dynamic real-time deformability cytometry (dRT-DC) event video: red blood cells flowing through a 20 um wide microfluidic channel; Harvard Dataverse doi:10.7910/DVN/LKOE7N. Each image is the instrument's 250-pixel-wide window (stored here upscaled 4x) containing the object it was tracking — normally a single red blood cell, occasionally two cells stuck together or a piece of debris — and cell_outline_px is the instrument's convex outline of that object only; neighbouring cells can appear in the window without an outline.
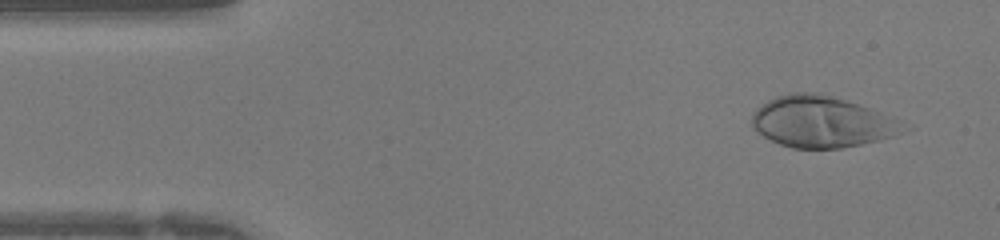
{"species": "human", "species_latin": "Homo sapiens", "temperature_condition": "warm", "stored_images_in_passage": 41, "camera_frame_rate_fps": 3000, "um_per_image_px": 0.085, "donor": {"sex": "female"}, "frame": {"image": 1, "passage_image": 3, "time_ms": 0.667, "image_size_px": [1000, 240], "cell_outline_px": [[892, 136], [880, 140], [840, 148], [792, 148], [780, 144], [764, 136], [752, 128], [752, 112], [760, 104], [776, 96], [788, 92], [820, 92], [872, 108], [892, 116]], "centroid_in_image_um": [69.64, 10.32], "position_along_channel_um": 15.4, "area_um2": 44.22}}
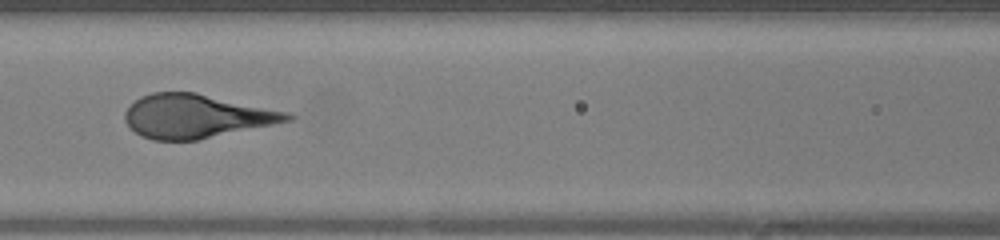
{"frame": {"image": 2, "passage_image": 17, "time_ms": 5.333, "image_size_px": [1000, 240], "cell_outline_px": [[296, 116], [292, 120], [196, 140], [152, 140], [140, 136], [124, 120], [124, 112], [140, 96], [152, 92], [196, 92], [288, 112]], "centroid_in_image_um": [16.66, 9.87], "position_along_channel_um": 149.9, "area_um2": 41.04}}
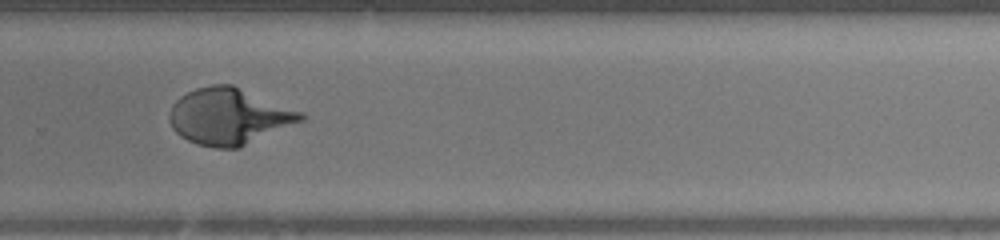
{"frame": {"image": 3, "passage_image": 27, "time_ms": 8.667, "image_size_px": [1000, 240], "cell_outline_px": [[308, 116], [304, 120], [240, 148], [216, 148], [196, 144], [180, 136], [172, 128], [168, 120], [168, 112], [172, 104], [180, 96], [196, 88], [212, 84], [232, 84], [304, 112]], "centroid_in_image_um": [19.47, 9.89], "position_along_channel_um": 310.3, "area_um2": 43.64}}